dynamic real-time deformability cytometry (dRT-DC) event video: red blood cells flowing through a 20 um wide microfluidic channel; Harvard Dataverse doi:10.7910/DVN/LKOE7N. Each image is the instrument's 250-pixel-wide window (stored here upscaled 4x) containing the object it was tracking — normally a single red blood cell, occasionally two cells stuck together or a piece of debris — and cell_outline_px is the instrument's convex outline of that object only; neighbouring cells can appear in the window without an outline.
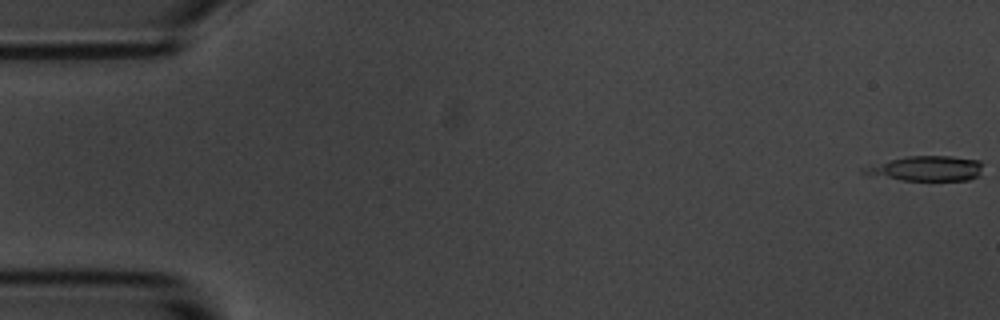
{"species": "common noctule bat (a hibernating species)", "species_latin": "Nyctalus noctula", "temperature_condition": "room temperature", "stored_images_in_passage": 55, "camera_frame_rate_fps": 3000, "um_per_image_px": 0.085, "animal": {"sex": "male", "body_mass_g": 20.1, "forearm_length_mm": 53.5}, "frame": {"image": 1, "passage_image": 1, "time_ms": 0.0, "image_size_px": [1000, 320], "cell_outline_px": [[984, 164], [980, 176], [968, 180], [904, 180], [872, 176], [860, 172], [860, 168], [908, 156], [952, 156], [980, 160]], "centroid_in_image_um": [78.79, 14.33], "position_along_channel_um": 6.2, "area_um2": 17.4}}
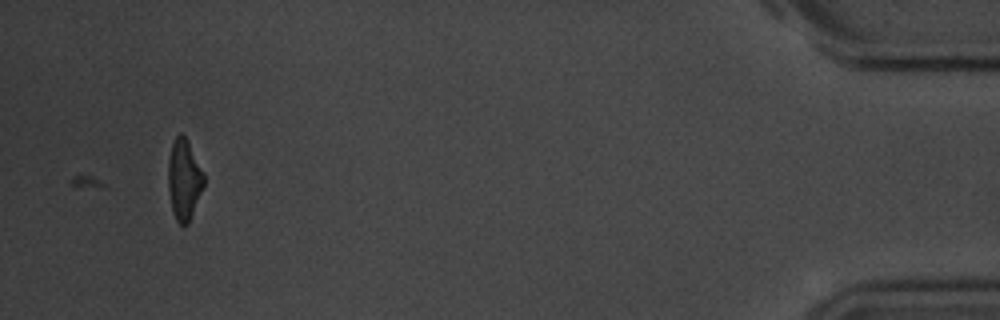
{"frame": {"image": 2, "passage_image": 55, "time_ms": 18.0, "image_size_px": [1000, 320], "cell_outline_px": [[204, 184], [188, 224], [180, 224], [176, 220], [172, 212], [168, 188], [168, 160], [172, 144], [176, 136], [180, 132], [188, 140], [204, 172]], "centroid_in_image_um": [15.64, 15.24], "position_along_channel_um": 419.6, "area_um2": 16.76}}